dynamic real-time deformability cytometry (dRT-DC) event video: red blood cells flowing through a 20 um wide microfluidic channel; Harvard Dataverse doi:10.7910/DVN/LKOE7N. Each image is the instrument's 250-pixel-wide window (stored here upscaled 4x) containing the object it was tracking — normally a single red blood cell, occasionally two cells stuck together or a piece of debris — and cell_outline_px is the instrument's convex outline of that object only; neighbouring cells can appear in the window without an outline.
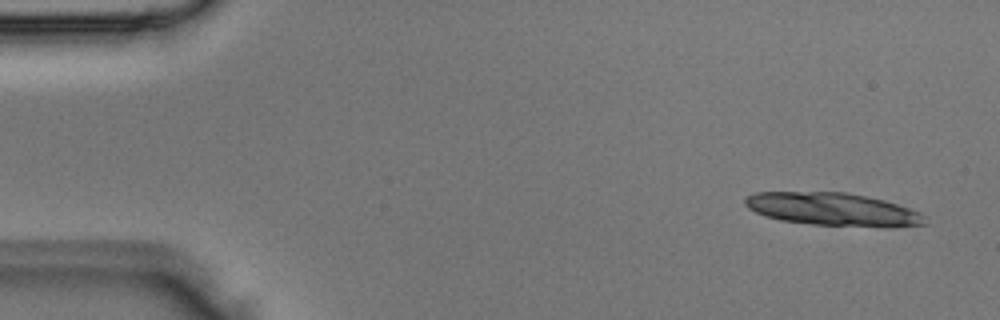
{"species": "Egyptian fruit bat (a non-hibernating species)", "species_latin": "Rousettus aegyptiacus", "temperature_condition": "room temperature", "stored_images_in_passage": 3, "camera_frame_rate_fps": 3000, "um_per_image_px": 0.085, "animal": {"sex": "male"}, "frame": {"image": 1, "passage_image": 1, "time_ms": 0.0, "image_size_px": [1000, 320], "cell_outline_px": [[928, 224], [812, 224], [780, 220], [756, 212], [748, 208], [744, 204], [744, 200], [748, 196], [756, 192], [848, 192], [868, 196], [884, 200], [920, 212], [928, 216]], "centroid_in_image_um": [70.7, 17.73], "position_along_channel_um": 14.3, "area_um2": 33.18}}